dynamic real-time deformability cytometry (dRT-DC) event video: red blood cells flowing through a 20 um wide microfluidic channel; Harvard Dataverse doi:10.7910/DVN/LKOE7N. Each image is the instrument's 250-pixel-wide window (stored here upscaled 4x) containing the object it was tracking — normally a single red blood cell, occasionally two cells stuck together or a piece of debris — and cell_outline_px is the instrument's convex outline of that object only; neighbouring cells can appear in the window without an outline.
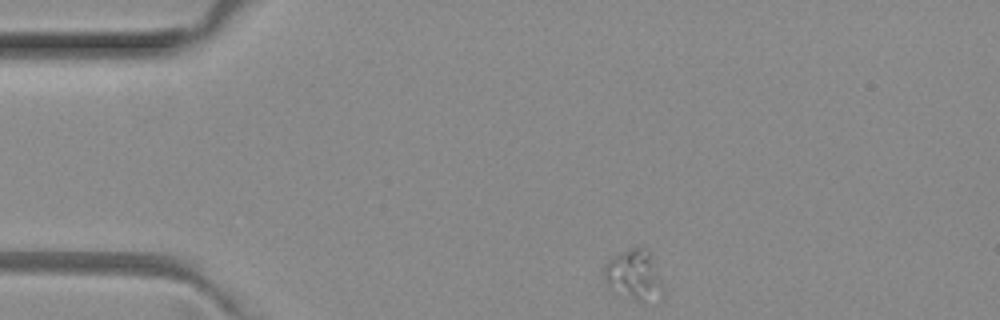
{"species": "common noctule bat (a hibernating species)", "species_latin": "Nyctalus noctula", "temperature_condition": "room temperature", "stored_images_in_passage": 6, "camera_frame_rate_fps": 3000, "um_per_image_px": 0.085, "animal": {"sex": "female", "body_mass_g": 29.2, "forearm_length_mm": 56.3}, "frame": {"image": 1, "passage_image": 1, "time_ms": 0.0, "image_size_px": [1000, 320], "cell_outline_px": [[664, 292], [640, 304], [608, 288], [604, 280], [604, 268], [608, 260], [628, 248], [636, 244], [644, 248], [648, 252], [652, 260], [660, 280]], "centroid_in_image_um": [53.83, 23.38], "position_along_channel_um": 31.2, "area_um2": 17.05}}
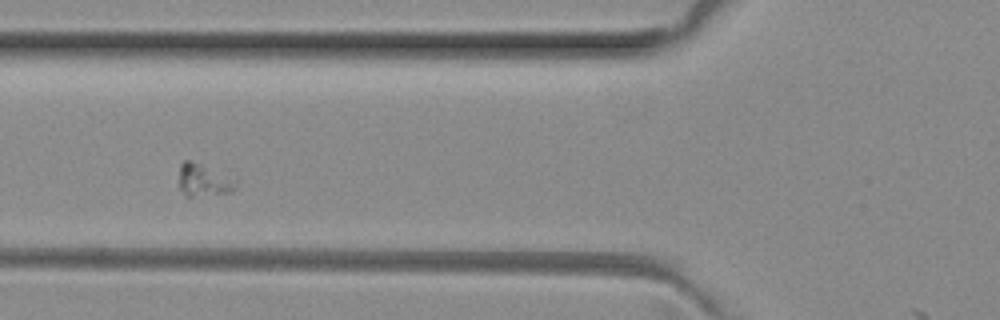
{"frame": {"image": 2, "passage_image": 4, "time_ms": 1.0, "image_size_px": [1000, 320], "cell_outline_px": [[236, 188], [232, 192], [192, 196], [184, 196], [180, 188], [180, 164], [184, 160], [188, 160], [236, 176]], "centroid_in_image_um": [17.37, 15.3], "position_along_channel_um": 108.4, "area_um2": 10.87}}
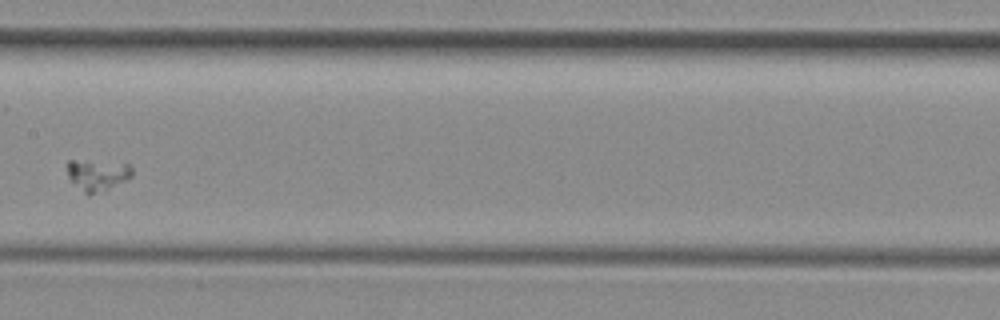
{"frame": {"image": 3, "passage_image": 6, "time_ms": 1.667, "image_size_px": [1000, 320], "cell_outline_px": [[132, 176], [108, 188], [88, 196], [68, 176], [64, 164], [68, 160], [72, 160], [132, 164]], "centroid_in_image_um": [8.24, 14.84], "position_along_channel_um": 199.2, "area_um2": 11.56}}